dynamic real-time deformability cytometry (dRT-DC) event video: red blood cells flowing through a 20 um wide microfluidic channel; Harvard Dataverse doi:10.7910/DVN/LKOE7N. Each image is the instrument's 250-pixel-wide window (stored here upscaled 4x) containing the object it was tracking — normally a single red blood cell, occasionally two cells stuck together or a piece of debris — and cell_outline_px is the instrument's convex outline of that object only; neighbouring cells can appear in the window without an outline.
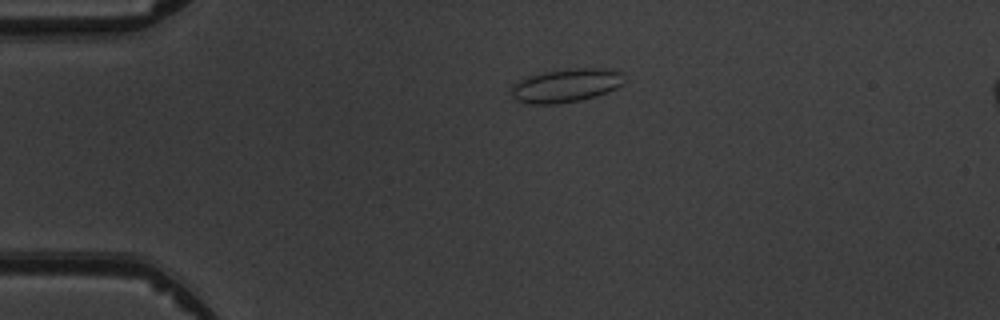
{"species": "common noctule bat (a hibernating species)", "species_latin": "Nyctalus noctula", "temperature_condition": "warm", "stored_images_in_passage": 4, "camera_frame_rate_fps": 3000, "um_per_image_px": 0.085, "animal": {"sex": "male", "body_mass_g": 19.5, "forearm_length_mm": 54.6}, "frame": {"image": 1, "passage_image": 2, "time_ms": 1.333, "image_size_px": [1000, 320], "cell_outline_px": [[624, 84], [608, 92], [596, 96], [580, 100], [556, 104], [528, 104], [516, 100], [512, 96], [512, 84], [528, 76], [544, 72], [572, 68], [600, 68], [620, 72], [624, 80]], "centroid_in_image_um": [48.1, 7.27], "position_along_channel_um": 36.9, "area_um2": 22.02}}